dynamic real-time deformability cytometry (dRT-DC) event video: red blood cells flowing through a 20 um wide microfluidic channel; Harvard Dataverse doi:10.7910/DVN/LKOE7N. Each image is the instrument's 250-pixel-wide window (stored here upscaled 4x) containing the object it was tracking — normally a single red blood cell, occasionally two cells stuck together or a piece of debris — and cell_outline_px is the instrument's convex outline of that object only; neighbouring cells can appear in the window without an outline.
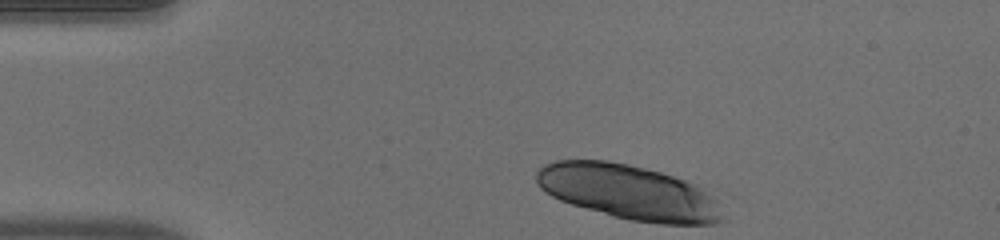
{"species": "human", "species_latin": "Homo sapiens", "temperature_condition": "warm", "stored_images_in_passage": 34, "camera_frame_rate_fps": 3000, "um_per_image_px": 0.085, "donor": {"sex": "male"}, "frame": {"image": 1, "passage_image": 1, "time_ms": 0.0, "image_size_px": [1000, 240], "cell_outline_px": [[724, 220], [716, 224], [660, 224], [632, 220], [612, 216], [572, 204], [560, 200], [544, 192], [540, 188], [536, 180], [536, 172], [544, 164], [556, 160], [608, 160], [628, 164], [660, 172], [696, 184], [720, 200]], "centroid_in_image_um": [53.48, 16.34], "position_along_channel_um": 31.5, "area_um2": 59.77}}
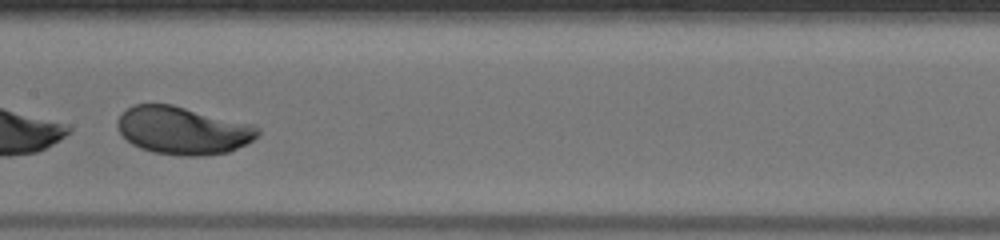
{"frame": {"image": 2, "passage_image": 18, "time_ms": 5.667, "image_size_px": [1000, 240], "cell_outline_px": [[260, 136], [228, 152], [204, 156], [180, 156], [152, 152], [140, 148], [132, 144], [120, 132], [116, 124], [116, 120], [132, 104], [172, 104], [256, 124], [260, 128]], "centroid_in_image_um": [15.58, 11.08], "position_along_channel_um": 191.8, "area_um2": 39.48}}
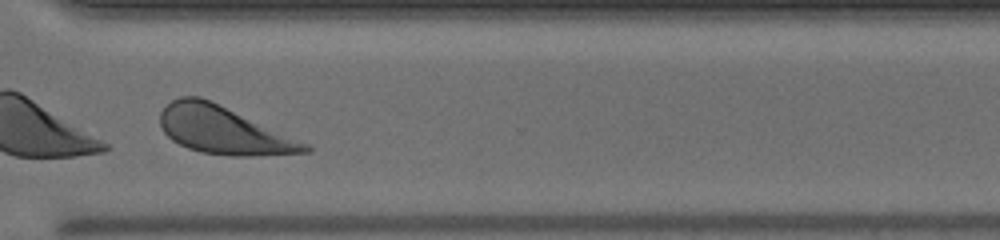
{"frame": {"image": 3, "passage_image": 30, "time_ms": 9.667, "image_size_px": [1000, 240], "cell_outline_px": [[312, 152], [252, 156], [232, 156], [200, 152], [188, 148], [172, 140], [160, 128], [160, 112], [172, 100], [180, 96], [200, 96], [308, 144], [312, 148]], "centroid_in_image_um": [18.96, 11.08], "position_along_channel_um": 351.6, "area_um2": 39.59}, "authors_computed_cell_mechanics": {"area_um2": 39.6219, "velocity_mm_per_s": 3.9859, "shape_relaxation_time_tau1_ms": 0.7305, "shape_relaxation_time_tau2_ms": null, "deformation_change_tau1": 0.2904, "deformation_change_tau2": null}}